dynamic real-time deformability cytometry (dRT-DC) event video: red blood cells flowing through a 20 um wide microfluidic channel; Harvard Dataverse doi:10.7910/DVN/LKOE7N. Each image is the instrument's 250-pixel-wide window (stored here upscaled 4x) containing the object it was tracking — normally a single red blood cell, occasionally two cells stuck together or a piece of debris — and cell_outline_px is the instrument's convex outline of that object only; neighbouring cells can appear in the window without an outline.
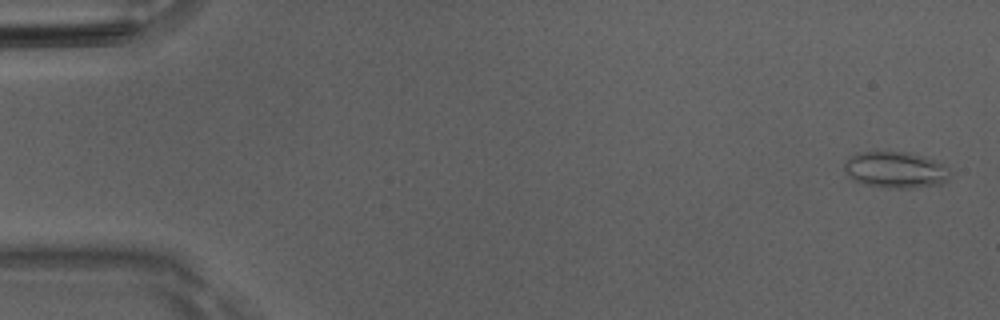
{"species": "Egyptian fruit bat (a non-hibernating species)", "species_latin": "Rousettus aegyptiacus", "temperature_condition": "room temperature", "stored_images_in_passage": 42, "camera_frame_rate_fps": 3000, "um_per_image_px": 0.085, "animal": {"sex": "male"}, "frame": {"image": 1, "passage_image": 2, "time_ms": 0.333, "image_size_px": [1000, 320], "cell_outline_px": [[948, 180], [940, 184], [912, 188], [888, 188], [864, 184], [852, 180], [848, 176], [844, 168], [844, 160], [848, 156], [860, 152], [908, 152], [924, 156], [936, 160], [948, 168]], "centroid_in_image_um": [76.08, 14.43], "position_along_channel_um": 8.9, "area_um2": 22.54}}
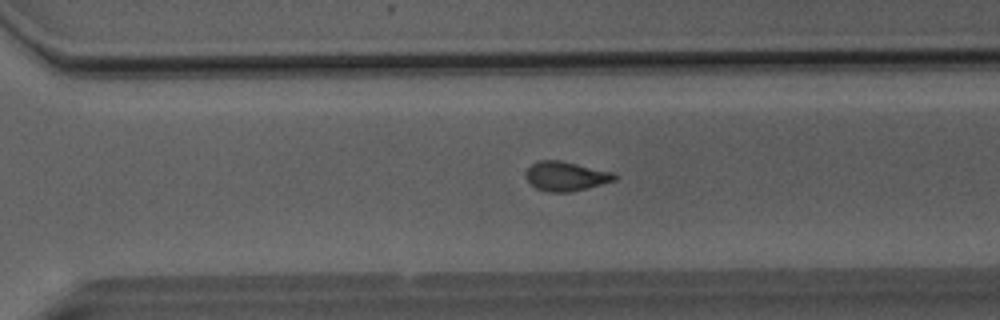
{"frame": {"image": 2, "passage_image": 36, "time_ms": 11.667, "image_size_px": [1000, 320], "cell_outline_px": [[620, 176], [616, 180], [588, 188], [572, 192], [548, 192], [536, 188], [524, 176], [528, 168], [532, 164], [540, 160], [560, 160], [616, 172]], "centroid_in_image_um": [48.16, 14.97], "position_along_channel_um": 322.4, "area_um2": 15.43}}
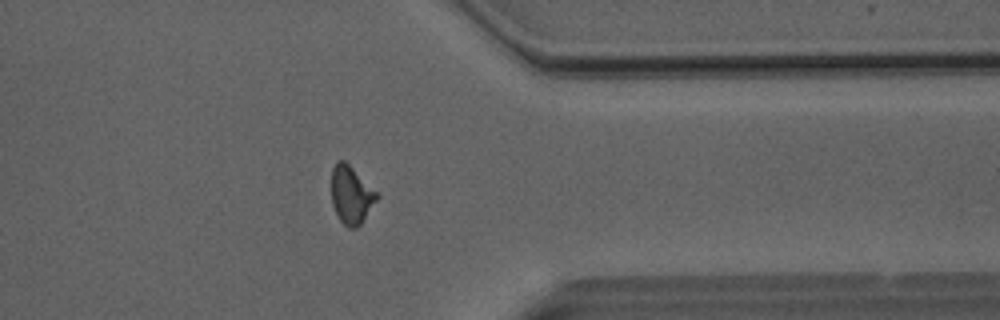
{"frame": {"image": 3, "passage_image": 41, "time_ms": 13.333, "image_size_px": [1000, 320], "cell_outline_px": [[380, 196], [360, 224], [356, 228], [348, 228], [340, 220], [332, 204], [332, 168], [336, 160], [344, 160], [380, 192]], "centroid_in_image_um": [29.88, 16.53], "position_along_channel_um": 381.5, "area_um2": 15.49}, "authors_computed_cell_mechanics": {"area_um2": 15.7794, "velocity_mm_per_s": 4.0585, "shape_relaxation_time_tau1_ms": 10.8571, "shape_relaxation_time_tau2_ms": 2.9921, "deformation_change_tau1": 0.2424, "deformation_change_tau2": 0.1055}}